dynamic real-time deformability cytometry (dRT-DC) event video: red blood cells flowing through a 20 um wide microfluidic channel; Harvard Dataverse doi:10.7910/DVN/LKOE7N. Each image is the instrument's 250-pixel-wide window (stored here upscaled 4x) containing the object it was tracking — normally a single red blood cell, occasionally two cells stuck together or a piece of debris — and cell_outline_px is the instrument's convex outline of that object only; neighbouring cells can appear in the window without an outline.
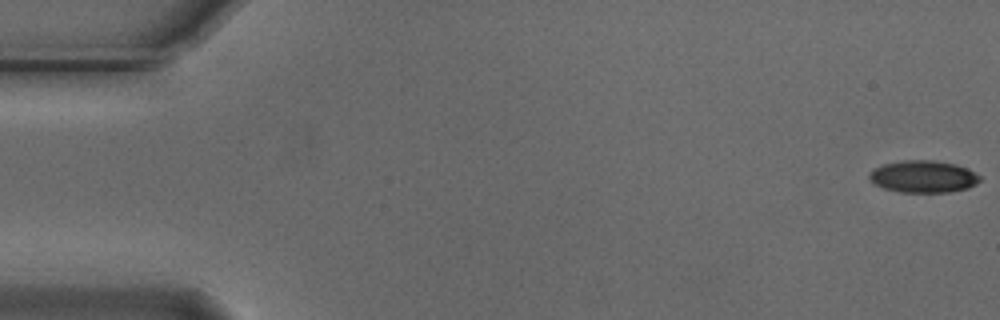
{"species": "Egyptian fruit bat (a non-hibernating species)", "species_latin": "Rousettus aegyptiacus", "temperature_condition": "cold", "stored_images_in_passage": 14, "camera_frame_rate_fps": 3000, "um_per_image_px": 0.085, "animal": {"sex": "male"}, "frame": {"image": 1, "passage_image": 1, "time_ms": 0.0, "image_size_px": [1000, 320], "cell_outline_px": [[980, 180], [976, 184], [968, 188], [948, 192], [900, 192], [884, 188], [872, 184], [868, 176], [876, 168], [884, 164], [904, 160], [932, 160], [956, 164], [980, 176]], "centroid_in_image_um": [78.46, 15.02], "position_along_channel_um": 6.5, "area_um2": 20.46}}
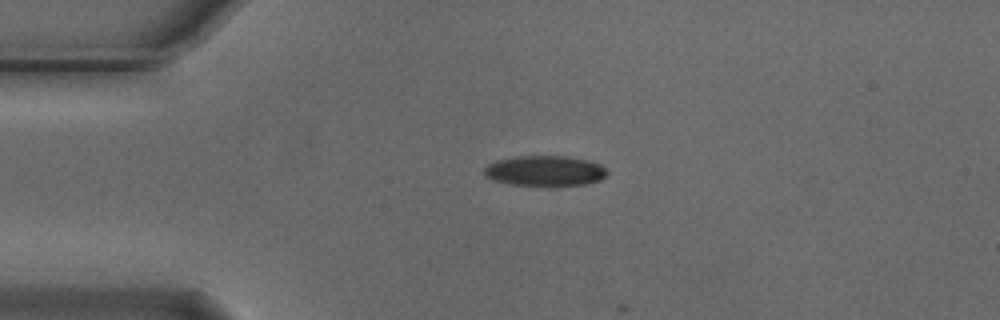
{"frame": {"image": 2, "passage_image": 13, "time_ms": 4.0, "image_size_px": [1000, 320], "cell_outline_px": [[608, 172], [600, 180], [588, 184], [556, 188], [548, 188], [512, 184], [492, 180], [484, 176], [484, 168], [488, 164], [496, 160], [516, 156], [568, 156], [588, 160], [600, 164]], "centroid_in_image_um": [46.32, 14.56], "position_along_channel_um": 38.7, "area_um2": 22.6}}